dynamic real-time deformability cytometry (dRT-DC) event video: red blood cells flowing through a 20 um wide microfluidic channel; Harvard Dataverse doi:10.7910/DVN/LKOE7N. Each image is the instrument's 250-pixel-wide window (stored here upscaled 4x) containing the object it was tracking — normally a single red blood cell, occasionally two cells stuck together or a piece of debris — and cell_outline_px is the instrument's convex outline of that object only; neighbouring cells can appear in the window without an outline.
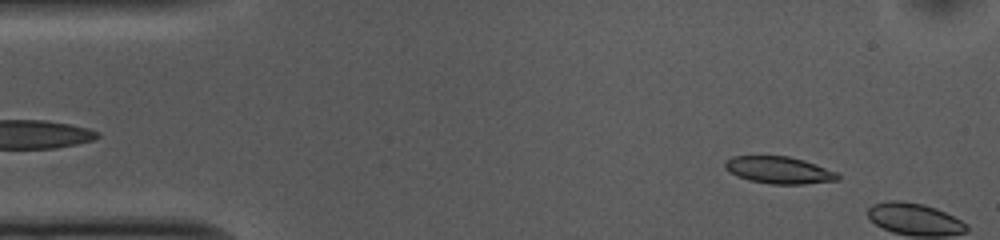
{"species": "common noctule bat (a hibernating species)", "species_latin": "Nyctalus noctula", "temperature_condition": "cold", "stored_images_in_passage": 8, "camera_frame_rate_fps": 3000, "um_per_image_px": 0.085, "animal": {"sex": "female", "body_mass_g": 10.0, "forearm_length_mm": 53.1}, "frame": {"image": 1, "passage_image": 5, "time_ms": 1.333, "image_size_px": [1000, 240], "cell_outline_px": [[840, 180], [804, 184], [772, 184], [748, 180], [736, 176], [728, 172], [724, 168], [724, 160], [732, 156], [788, 156], [804, 160], [836, 172], [840, 176]], "centroid_in_image_um": [66.17, 14.46], "position_along_channel_um": 18.8, "area_um2": 17.92}}